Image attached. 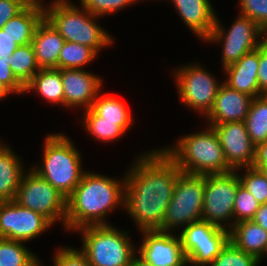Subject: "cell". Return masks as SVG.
I'll use <instances>...</instances> for the list:
<instances>
[{
  "mask_svg": "<svg viewBox=\"0 0 267 266\" xmlns=\"http://www.w3.org/2000/svg\"><path fill=\"white\" fill-rule=\"evenodd\" d=\"M178 234L190 266H209L229 241V230L200 220L192 222Z\"/></svg>",
  "mask_w": 267,
  "mask_h": 266,
  "instance_id": "7c38bea8",
  "label": "cell"
},
{
  "mask_svg": "<svg viewBox=\"0 0 267 266\" xmlns=\"http://www.w3.org/2000/svg\"><path fill=\"white\" fill-rule=\"evenodd\" d=\"M239 14L253 20L267 34V0H239Z\"/></svg>",
  "mask_w": 267,
  "mask_h": 266,
  "instance_id": "e575fe53",
  "label": "cell"
},
{
  "mask_svg": "<svg viewBox=\"0 0 267 266\" xmlns=\"http://www.w3.org/2000/svg\"><path fill=\"white\" fill-rule=\"evenodd\" d=\"M244 122L255 146L267 141V95L252 99Z\"/></svg>",
  "mask_w": 267,
  "mask_h": 266,
  "instance_id": "484cf974",
  "label": "cell"
},
{
  "mask_svg": "<svg viewBox=\"0 0 267 266\" xmlns=\"http://www.w3.org/2000/svg\"><path fill=\"white\" fill-rule=\"evenodd\" d=\"M27 5L24 0H0V29Z\"/></svg>",
  "mask_w": 267,
  "mask_h": 266,
  "instance_id": "74e56055",
  "label": "cell"
},
{
  "mask_svg": "<svg viewBox=\"0 0 267 266\" xmlns=\"http://www.w3.org/2000/svg\"><path fill=\"white\" fill-rule=\"evenodd\" d=\"M122 179L86 171L67 198L65 229L76 233L85 226L110 225L107 214L124 207L125 178Z\"/></svg>",
  "mask_w": 267,
  "mask_h": 266,
  "instance_id": "7a4b0ae2",
  "label": "cell"
},
{
  "mask_svg": "<svg viewBox=\"0 0 267 266\" xmlns=\"http://www.w3.org/2000/svg\"><path fill=\"white\" fill-rule=\"evenodd\" d=\"M40 262H41V259L39 260L38 258L30 266H43V264H41Z\"/></svg>",
  "mask_w": 267,
  "mask_h": 266,
  "instance_id": "bcb514c9",
  "label": "cell"
},
{
  "mask_svg": "<svg viewBox=\"0 0 267 266\" xmlns=\"http://www.w3.org/2000/svg\"><path fill=\"white\" fill-rule=\"evenodd\" d=\"M43 142V162L31 169L68 198L86 172L81 154L64 133L47 134Z\"/></svg>",
  "mask_w": 267,
  "mask_h": 266,
  "instance_id": "5b68a950",
  "label": "cell"
},
{
  "mask_svg": "<svg viewBox=\"0 0 267 266\" xmlns=\"http://www.w3.org/2000/svg\"><path fill=\"white\" fill-rule=\"evenodd\" d=\"M15 201L65 228L67 198L31 168L21 177Z\"/></svg>",
  "mask_w": 267,
  "mask_h": 266,
  "instance_id": "ba28073f",
  "label": "cell"
},
{
  "mask_svg": "<svg viewBox=\"0 0 267 266\" xmlns=\"http://www.w3.org/2000/svg\"><path fill=\"white\" fill-rule=\"evenodd\" d=\"M82 116L85 131L98 141L109 143L126 134L117 122L101 121V117L91 108L83 111Z\"/></svg>",
  "mask_w": 267,
  "mask_h": 266,
  "instance_id": "4316f807",
  "label": "cell"
},
{
  "mask_svg": "<svg viewBox=\"0 0 267 266\" xmlns=\"http://www.w3.org/2000/svg\"><path fill=\"white\" fill-rule=\"evenodd\" d=\"M140 232L143 239L137 255L145 262L153 266H188L179 235L159 230Z\"/></svg>",
  "mask_w": 267,
  "mask_h": 266,
  "instance_id": "5bb4252c",
  "label": "cell"
},
{
  "mask_svg": "<svg viewBox=\"0 0 267 266\" xmlns=\"http://www.w3.org/2000/svg\"><path fill=\"white\" fill-rule=\"evenodd\" d=\"M208 125L217 133L225 160L233 171L253 166L256 146L249 137L244 121Z\"/></svg>",
  "mask_w": 267,
  "mask_h": 266,
  "instance_id": "9a60e30c",
  "label": "cell"
},
{
  "mask_svg": "<svg viewBox=\"0 0 267 266\" xmlns=\"http://www.w3.org/2000/svg\"><path fill=\"white\" fill-rule=\"evenodd\" d=\"M225 31L219 18L209 36L204 40L210 43H222V68L237 62L244 54L258 48L267 34L250 18L238 14L236 20Z\"/></svg>",
  "mask_w": 267,
  "mask_h": 266,
  "instance_id": "9c48e42d",
  "label": "cell"
},
{
  "mask_svg": "<svg viewBox=\"0 0 267 266\" xmlns=\"http://www.w3.org/2000/svg\"><path fill=\"white\" fill-rule=\"evenodd\" d=\"M240 184L236 171L205 175L202 220L230 230L233 227L234 200Z\"/></svg>",
  "mask_w": 267,
  "mask_h": 266,
  "instance_id": "8fae6325",
  "label": "cell"
},
{
  "mask_svg": "<svg viewBox=\"0 0 267 266\" xmlns=\"http://www.w3.org/2000/svg\"><path fill=\"white\" fill-rule=\"evenodd\" d=\"M37 92L44 100L65 107L61 72L56 68L40 69L25 85L24 93Z\"/></svg>",
  "mask_w": 267,
  "mask_h": 266,
  "instance_id": "cb8c5ba5",
  "label": "cell"
},
{
  "mask_svg": "<svg viewBox=\"0 0 267 266\" xmlns=\"http://www.w3.org/2000/svg\"><path fill=\"white\" fill-rule=\"evenodd\" d=\"M184 24L204 41L213 30L218 17L210 0H170Z\"/></svg>",
  "mask_w": 267,
  "mask_h": 266,
  "instance_id": "d6986e66",
  "label": "cell"
},
{
  "mask_svg": "<svg viewBox=\"0 0 267 266\" xmlns=\"http://www.w3.org/2000/svg\"><path fill=\"white\" fill-rule=\"evenodd\" d=\"M259 47L244 54L237 62L223 69L226 78L223 81L230 88L250 95L260 96L258 84Z\"/></svg>",
  "mask_w": 267,
  "mask_h": 266,
  "instance_id": "ac0fdd59",
  "label": "cell"
},
{
  "mask_svg": "<svg viewBox=\"0 0 267 266\" xmlns=\"http://www.w3.org/2000/svg\"><path fill=\"white\" fill-rule=\"evenodd\" d=\"M243 173H239L240 169L235 170L238 173L240 183L250 192L254 198L260 203H267V178L263 171L252 167H245ZM242 174V175H241Z\"/></svg>",
  "mask_w": 267,
  "mask_h": 266,
  "instance_id": "4dcf8cb0",
  "label": "cell"
},
{
  "mask_svg": "<svg viewBox=\"0 0 267 266\" xmlns=\"http://www.w3.org/2000/svg\"><path fill=\"white\" fill-rule=\"evenodd\" d=\"M260 203L241 184L238 186L233 206V224L252 220Z\"/></svg>",
  "mask_w": 267,
  "mask_h": 266,
  "instance_id": "d6a6232c",
  "label": "cell"
},
{
  "mask_svg": "<svg viewBox=\"0 0 267 266\" xmlns=\"http://www.w3.org/2000/svg\"><path fill=\"white\" fill-rule=\"evenodd\" d=\"M38 258L24 242L0 238V266H30Z\"/></svg>",
  "mask_w": 267,
  "mask_h": 266,
  "instance_id": "f546056e",
  "label": "cell"
},
{
  "mask_svg": "<svg viewBox=\"0 0 267 266\" xmlns=\"http://www.w3.org/2000/svg\"><path fill=\"white\" fill-rule=\"evenodd\" d=\"M204 190L205 175L181 172L159 231L176 232L177 228L202 220Z\"/></svg>",
  "mask_w": 267,
  "mask_h": 266,
  "instance_id": "52a82bcc",
  "label": "cell"
},
{
  "mask_svg": "<svg viewBox=\"0 0 267 266\" xmlns=\"http://www.w3.org/2000/svg\"><path fill=\"white\" fill-rule=\"evenodd\" d=\"M27 4L37 3V4H44L43 0H24Z\"/></svg>",
  "mask_w": 267,
  "mask_h": 266,
  "instance_id": "f6af8a7d",
  "label": "cell"
},
{
  "mask_svg": "<svg viewBox=\"0 0 267 266\" xmlns=\"http://www.w3.org/2000/svg\"><path fill=\"white\" fill-rule=\"evenodd\" d=\"M65 97V108H81L84 111L91 108L95 98L103 89V79L100 75L90 73L85 69H59ZM84 106V107H83Z\"/></svg>",
  "mask_w": 267,
  "mask_h": 266,
  "instance_id": "2e32d148",
  "label": "cell"
},
{
  "mask_svg": "<svg viewBox=\"0 0 267 266\" xmlns=\"http://www.w3.org/2000/svg\"><path fill=\"white\" fill-rule=\"evenodd\" d=\"M256 169L263 171V173L265 174L267 178V168H256Z\"/></svg>",
  "mask_w": 267,
  "mask_h": 266,
  "instance_id": "7dc6e473",
  "label": "cell"
},
{
  "mask_svg": "<svg viewBox=\"0 0 267 266\" xmlns=\"http://www.w3.org/2000/svg\"><path fill=\"white\" fill-rule=\"evenodd\" d=\"M8 63L15 77L25 86L40 70L32 44L18 46Z\"/></svg>",
  "mask_w": 267,
  "mask_h": 266,
  "instance_id": "83f0119b",
  "label": "cell"
},
{
  "mask_svg": "<svg viewBox=\"0 0 267 266\" xmlns=\"http://www.w3.org/2000/svg\"><path fill=\"white\" fill-rule=\"evenodd\" d=\"M260 262L255 256L245 253L228 241L209 266H259Z\"/></svg>",
  "mask_w": 267,
  "mask_h": 266,
  "instance_id": "1f68e13d",
  "label": "cell"
},
{
  "mask_svg": "<svg viewBox=\"0 0 267 266\" xmlns=\"http://www.w3.org/2000/svg\"><path fill=\"white\" fill-rule=\"evenodd\" d=\"M53 256V266H91L86 255L76 247H58Z\"/></svg>",
  "mask_w": 267,
  "mask_h": 266,
  "instance_id": "d590c367",
  "label": "cell"
},
{
  "mask_svg": "<svg viewBox=\"0 0 267 266\" xmlns=\"http://www.w3.org/2000/svg\"><path fill=\"white\" fill-rule=\"evenodd\" d=\"M252 221L267 231V203L260 205Z\"/></svg>",
  "mask_w": 267,
  "mask_h": 266,
  "instance_id": "b9f144b4",
  "label": "cell"
},
{
  "mask_svg": "<svg viewBox=\"0 0 267 266\" xmlns=\"http://www.w3.org/2000/svg\"><path fill=\"white\" fill-rule=\"evenodd\" d=\"M18 46L11 37L0 29V56L9 58Z\"/></svg>",
  "mask_w": 267,
  "mask_h": 266,
  "instance_id": "ab89813d",
  "label": "cell"
},
{
  "mask_svg": "<svg viewBox=\"0 0 267 266\" xmlns=\"http://www.w3.org/2000/svg\"><path fill=\"white\" fill-rule=\"evenodd\" d=\"M184 135L162 150L188 174H226L233 171L227 164L219 137L212 126ZM174 145V146H173Z\"/></svg>",
  "mask_w": 267,
  "mask_h": 266,
  "instance_id": "3957f363",
  "label": "cell"
},
{
  "mask_svg": "<svg viewBox=\"0 0 267 266\" xmlns=\"http://www.w3.org/2000/svg\"><path fill=\"white\" fill-rule=\"evenodd\" d=\"M52 226L46 217L15 200L0 202V238L27 243Z\"/></svg>",
  "mask_w": 267,
  "mask_h": 266,
  "instance_id": "4fadbf2b",
  "label": "cell"
},
{
  "mask_svg": "<svg viewBox=\"0 0 267 266\" xmlns=\"http://www.w3.org/2000/svg\"><path fill=\"white\" fill-rule=\"evenodd\" d=\"M14 94L5 84L0 81V101L7 98L9 95Z\"/></svg>",
  "mask_w": 267,
  "mask_h": 266,
  "instance_id": "7bdbcfd3",
  "label": "cell"
},
{
  "mask_svg": "<svg viewBox=\"0 0 267 266\" xmlns=\"http://www.w3.org/2000/svg\"><path fill=\"white\" fill-rule=\"evenodd\" d=\"M8 61L9 58L0 56V81L14 94L24 95L25 86L15 77Z\"/></svg>",
  "mask_w": 267,
  "mask_h": 266,
  "instance_id": "8d00e7d4",
  "label": "cell"
},
{
  "mask_svg": "<svg viewBox=\"0 0 267 266\" xmlns=\"http://www.w3.org/2000/svg\"><path fill=\"white\" fill-rule=\"evenodd\" d=\"M65 40L44 17L35 30L31 44L40 69H57V60Z\"/></svg>",
  "mask_w": 267,
  "mask_h": 266,
  "instance_id": "ffe728a7",
  "label": "cell"
},
{
  "mask_svg": "<svg viewBox=\"0 0 267 266\" xmlns=\"http://www.w3.org/2000/svg\"><path fill=\"white\" fill-rule=\"evenodd\" d=\"M258 84L260 96L267 95V37L259 46Z\"/></svg>",
  "mask_w": 267,
  "mask_h": 266,
  "instance_id": "f35d334b",
  "label": "cell"
},
{
  "mask_svg": "<svg viewBox=\"0 0 267 266\" xmlns=\"http://www.w3.org/2000/svg\"><path fill=\"white\" fill-rule=\"evenodd\" d=\"M199 63H191L173 70L177 92L182 104L206 116L213 108L216 94L223 82Z\"/></svg>",
  "mask_w": 267,
  "mask_h": 266,
  "instance_id": "30bf717a",
  "label": "cell"
},
{
  "mask_svg": "<svg viewBox=\"0 0 267 266\" xmlns=\"http://www.w3.org/2000/svg\"><path fill=\"white\" fill-rule=\"evenodd\" d=\"M254 168H267V141L260 143L255 149Z\"/></svg>",
  "mask_w": 267,
  "mask_h": 266,
  "instance_id": "60d3db41",
  "label": "cell"
},
{
  "mask_svg": "<svg viewBox=\"0 0 267 266\" xmlns=\"http://www.w3.org/2000/svg\"><path fill=\"white\" fill-rule=\"evenodd\" d=\"M156 149L136 156L124 175L123 208L140 231L159 230L182 172L162 148Z\"/></svg>",
  "mask_w": 267,
  "mask_h": 266,
  "instance_id": "6da1fadb",
  "label": "cell"
},
{
  "mask_svg": "<svg viewBox=\"0 0 267 266\" xmlns=\"http://www.w3.org/2000/svg\"><path fill=\"white\" fill-rule=\"evenodd\" d=\"M79 5L80 7L70 0H52L49 6L44 2V17L66 42L86 45L97 54L108 46L112 47L114 37L96 21L101 17L92 15Z\"/></svg>",
  "mask_w": 267,
  "mask_h": 266,
  "instance_id": "277c9868",
  "label": "cell"
},
{
  "mask_svg": "<svg viewBox=\"0 0 267 266\" xmlns=\"http://www.w3.org/2000/svg\"><path fill=\"white\" fill-rule=\"evenodd\" d=\"M82 235V248L91 266H130L137 248L129 231L110 225H90L76 230ZM137 248H135V247Z\"/></svg>",
  "mask_w": 267,
  "mask_h": 266,
  "instance_id": "8992f818",
  "label": "cell"
},
{
  "mask_svg": "<svg viewBox=\"0 0 267 266\" xmlns=\"http://www.w3.org/2000/svg\"><path fill=\"white\" fill-rule=\"evenodd\" d=\"M138 1L142 2L143 0H80V4L92 15L103 17L119 12Z\"/></svg>",
  "mask_w": 267,
  "mask_h": 266,
  "instance_id": "836d02e7",
  "label": "cell"
},
{
  "mask_svg": "<svg viewBox=\"0 0 267 266\" xmlns=\"http://www.w3.org/2000/svg\"><path fill=\"white\" fill-rule=\"evenodd\" d=\"M229 241L261 262L267 257V231L252 220L233 224L229 230Z\"/></svg>",
  "mask_w": 267,
  "mask_h": 266,
  "instance_id": "44dd1931",
  "label": "cell"
},
{
  "mask_svg": "<svg viewBox=\"0 0 267 266\" xmlns=\"http://www.w3.org/2000/svg\"><path fill=\"white\" fill-rule=\"evenodd\" d=\"M130 266H153L143 259H141L137 254L133 257Z\"/></svg>",
  "mask_w": 267,
  "mask_h": 266,
  "instance_id": "ee69618b",
  "label": "cell"
},
{
  "mask_svg": "<svg viewBox=\"0 0 267 266\" xmlns=\"http://www.w3.org/2000/svg\"><path fill=\"white\" fill-rule=\"evenodd\" d=\"M91 109L101 117V121L117 122L126 133L133 125L134 116L130 109L115 95L99 93Z\"/></svg>",
  "mask_w": 267,
  "mask_h": 266,
  "instance_id": "d4e9b609",
  "label": "cell"
},
{
  "mask_svg": "<svg viewBox=\"0 0 267 266\" xmlns=\"http://www.w3.org/2000/svg\"><path fill=\"white\" fill-rule=\"evenodd\" d=\"M98 54L90 47L75 42H64L57 60V69H83Z\"/></svg>",
  "mask_w": 267,
  "mask_h": 266,
  "instance_id": "f1b7e54d",
  "label": "cell"
},
{
  "mask_svg": "<svg viewBox=\"0 0 267 266\" xmlns=\"http://www.w3.org/2000/svg\"><path fill=\"white\" fill-rule=\"evenodd\" d=\"M21 157L0 140V202L13 201L25 172Z\"/></svg>",
  "mask_w": 267,
  "mask_h": 266,
  "instance_id": "7402d4cb",
  "label": "cell"
},
{
  "mask_svg": "<svg viewBox=\"0 0 267 266\" xmlns=\"http://www.w3.org/2000/svg\"><path fill=\"white\" fill-rule=\"evenodd\" d=\"M44 18L43 4H28L1 28L19 46L30 44L37 26Z\"/></svg>",
  "mask_w": 267,
  "mask_h": 266,
  "instance_id": "603a6c76",
  "label": "cell"
},
{
  "mask_svg": "<svg viewBox=\"0 0 267 266\" xmlns=\"http://www.w3.org/2000/svg\"><path fill=\"white\" fill-rule=\"evenodd\" d=\"M252 99L250 95L238 92L223 82L213 108L204 118L208 124L245 121Z\"/></svg>",
  "mask_w": 267,
  "mask_h": 266,
  "instance_id": "e0dca14e",
  "label": "cell"
}]
</instances>
